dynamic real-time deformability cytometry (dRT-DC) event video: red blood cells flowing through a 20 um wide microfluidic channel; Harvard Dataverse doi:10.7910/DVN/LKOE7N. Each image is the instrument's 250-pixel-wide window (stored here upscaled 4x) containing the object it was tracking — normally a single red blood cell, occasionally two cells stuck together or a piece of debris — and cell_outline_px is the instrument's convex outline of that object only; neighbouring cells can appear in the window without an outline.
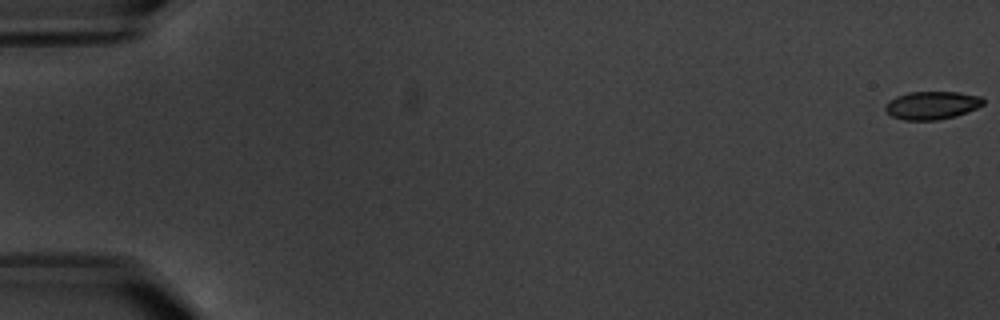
{"species": "common noctule bat (a hibernating species)", "species_latin": "Nyctalus noctula", "temperature_condition": "warm", "stored_images_in_passage": 10, "camera_frame_rate_fps": 3000, "um_per_image_px": 0.085, "animal": {"sex": "male", "body_mass_g": 20.1, "forearm_length_mm": 53.5}, "frame": {"image": 1, "passage_image": 1, "time_ms": 0.0, "image_size_px": [1000, 320], "cell_outline_px": [[984, 104], [968, 112], [956, 116], [936, 120], [904, 120], [892, 116], [884, 108], [884, 104], [888, 100], [896, 96], [908, 92], [956, 92], [980, 96], [984, 100]], "centroid_in_image_um": [79.19, 8.95], "position_along_channel_um": 5.8, "area_um2": 16.07}}
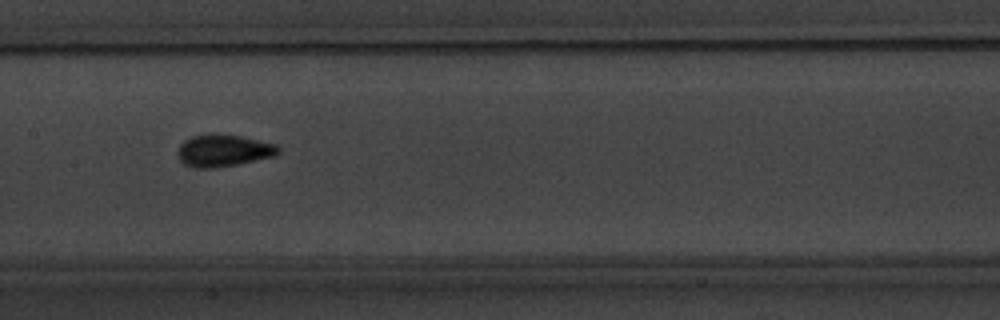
{"frame": {"image": 2, "passage_image": 9, "time_ms": 10.333, "image_size_px": [1000, 320], "cell_outline_px": [[280, 152], [276, 156], [216, 168], [196, 168], [184, 164], [180, 160], [176, 152], [180, 144], [184, 140], [192, 136], [212, 132], [216, 132], [240, 136], [276, 144], [280, 148]], "centroid_in_image_um": [18.97, 12.78], "position_along_channel_um": 188.4, "area_um2": 19.13}}